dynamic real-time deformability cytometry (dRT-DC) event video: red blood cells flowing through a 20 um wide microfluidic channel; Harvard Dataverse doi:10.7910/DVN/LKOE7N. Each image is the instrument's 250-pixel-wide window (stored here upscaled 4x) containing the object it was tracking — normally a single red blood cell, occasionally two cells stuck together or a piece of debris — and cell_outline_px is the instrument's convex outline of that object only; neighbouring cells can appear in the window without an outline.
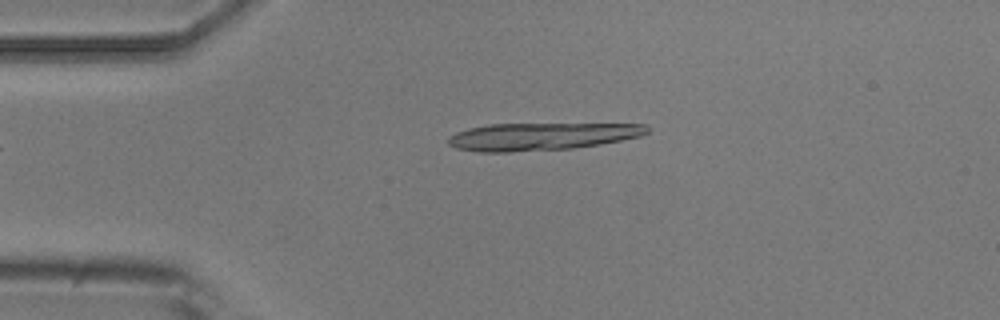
{"species": "common noctule bat (a hibernating species)", "species_latin": "Nyctalus noctula", "temperature_condition": "room temperature", "stored_images_in_passage": 2, "camera_frame_rate_fps": 3000, "um_per_image_px": 0.085, "animal": {"sex": "male", "body_mass_g": 20.5, "forearm_length_mm": 52.5}, "frame": {"image": 1, "passage_image": 1, "time_ms": 0.0, "image_size_px": [1000, 320], "cell_outline_px": [[648, 132], [640, 136], [600, 144], [572, 148], [512, 152], [476, 152], [456, 148], [448, 144], [448, 136], [456, 132], [468, 128], [488, 124], [648, 124]], "centroid_in_image_um": [45.97, 11.6], "position_along_channel_um": 39.0, "area_um2": 31.85}}